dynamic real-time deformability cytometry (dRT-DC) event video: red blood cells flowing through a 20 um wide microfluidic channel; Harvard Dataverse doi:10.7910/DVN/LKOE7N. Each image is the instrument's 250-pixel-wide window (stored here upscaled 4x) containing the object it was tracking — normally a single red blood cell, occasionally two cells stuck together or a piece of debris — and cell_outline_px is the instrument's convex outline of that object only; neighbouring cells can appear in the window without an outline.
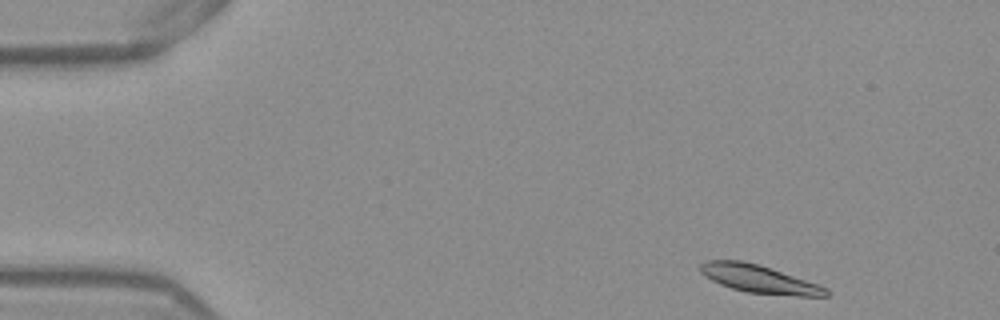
{"species": "Egyptian fruit bat (a non-hibernating species)", "species_latin": "Rousettus aegyptiacus", "temperature_condition": "warm", "stored_images_in_passage": 45, "camera_frame_rate_fps": 3000, "um_per_image_px": 0.085, "frame": {"image": 1, "passage_image": 2, "time_ms": 0.333, "image_size_px": [1000, 320], "cell_outline_px": [[832, 292], [828, 296], [796, 296], [748, 292], [732, 288], [720, 284], [704, 276], [700, 272], [700, 264], [708, 260], [740, 260], [760, 264], [820, 284], [828, 288]], "centroid_in_image_um": [64.59, 23.71], "position_along_channel_um": 20.4, "area_um2": 20.69}}
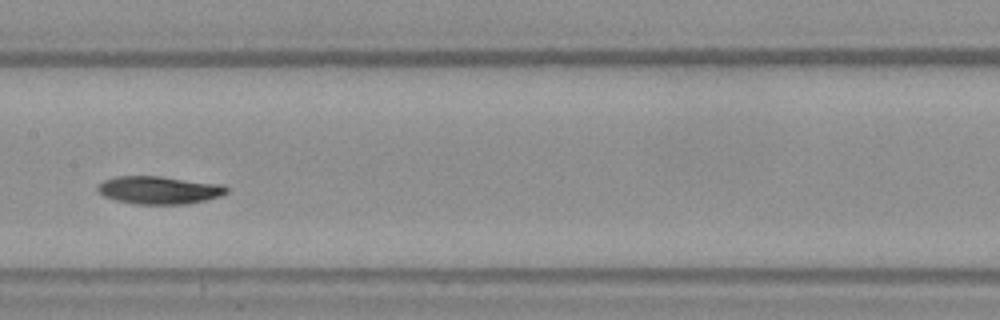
{"frame": {"image": 2, "passage_image": 23, "time_ms": 7.333, "image_size_px": [1000, 320], "cell_outline_px": [[228, 192], [220, 196], [188, 204], [136, 204], [116, 200], [104, 196], [96, 192], [96, 184], [104, 180], [116, 176], [160, 176], [224, 184], [228, 188]], "centroid_in_image_um": [13.5, 16.15], "position_along_channel_um": 193.9, "area_um2": 21.15}}
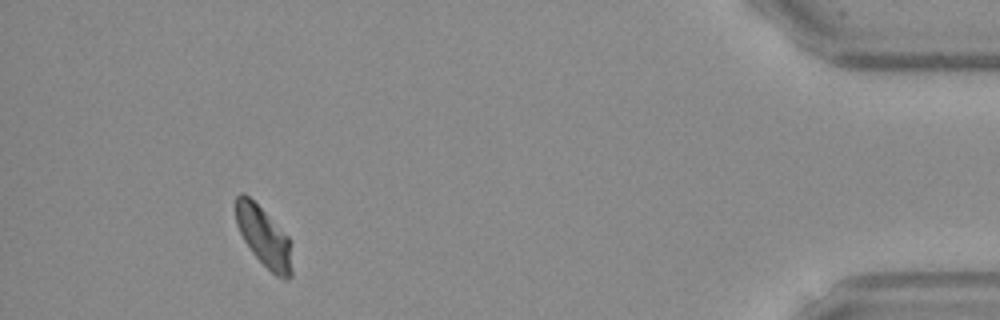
{"frame": {"image": 3, "passage_image": 45, "time_ms": 14.667, "image_size_px": [1000, 320], "cell_outline_px": [[292, 276], [288, 280], [284, 280], [276, 276], [252, 252], [244, 240], [236, 224], [236, 196], [240, 192], [244, 192], [288, 236], [292, 268]], "centroid_in_image_um": [22.42, 20.15], "position_along_channel_um": 412.8, "area_um2": 19.13}, "authors_computed_cell_mechanics": {"area_um2": 20.808, "velocity_mm_per_s": 3.8318, "shape_relaxation_time_tau1_ms": 3.4851, "shape_relaxation_time_tau2_ms": null, "deformation_change_tau1": 0.1251, "deformation_change_tau2": null}}